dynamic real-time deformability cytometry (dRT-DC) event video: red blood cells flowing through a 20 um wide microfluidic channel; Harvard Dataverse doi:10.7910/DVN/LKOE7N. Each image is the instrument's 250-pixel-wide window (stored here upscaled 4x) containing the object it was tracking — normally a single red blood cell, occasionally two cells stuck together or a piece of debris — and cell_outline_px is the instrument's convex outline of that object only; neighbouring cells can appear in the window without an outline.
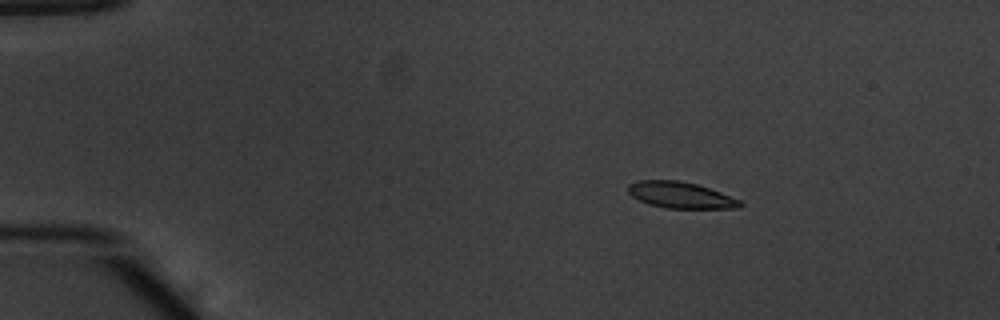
{"species": "common noctule bat (a hibernating species)", "species_latin": "Nyctalus noctula", "temperature_condition": "warm", "stored_images_in_passage": 54, "camera_frame_rate_fps": 3000, "um_per_image_px": 0.085, "animal": {"sex": "male", "body_mass_g": 20.1, "forearm_length_mm": 53.5}, "frame": {"image": 1, "passage_image": 10, "time_ms": 3.0, "image_size_px": [1000, 320], "cell_outline_px": [[744, 204], [740, 208], [668, 208], [648, 204], [632, 196], [628, 192], [628, 184], [636, 180], [680, 180], [696, 184], [720, 192], [740, 200]], "centroid_in_image_um": [57.84, 16.57], "position_along_channel_um": 27.2, "area_um2": 17.11}}
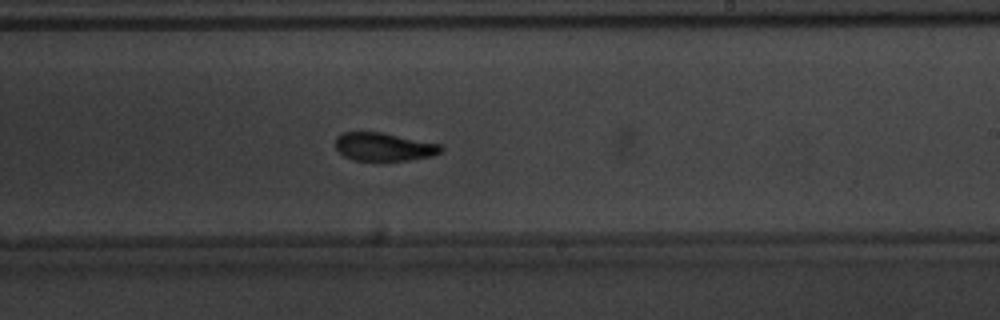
{"frame": {"image": 2, "passage_image": 34, "time_ms": 11.0, "image_size_px": [1000, 320], "cell_outline_px": [[444, 148], [440, 152], [432, 156], [408, 160], [356, 160], [344, 156], [336, 148], [336, 136], [344, 132], [380, 132], [440, 144]], "centroid_in_image_um": [32.63, 12.47], "position_along_channel_um": 256.4, "area_um2": 17.11}}
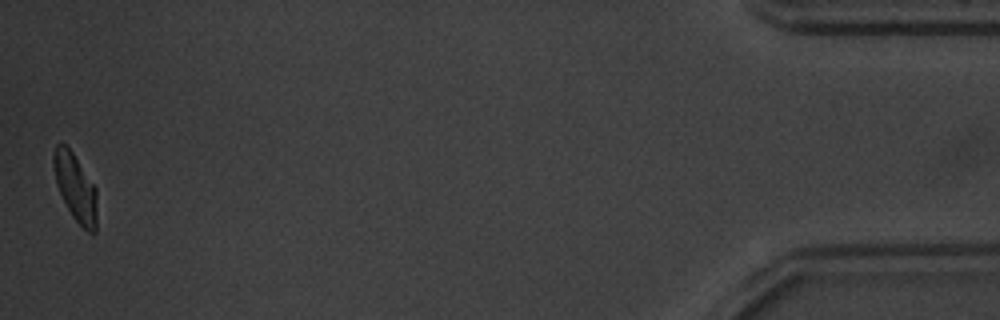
{"frame": {"image": 3, "passage_image": 54, "time_ms": 17.667, "image_size_px": [1000, 320], "cell_outline_px": [[96, 232], [88, 232], [72, 216], [56, 184], [52, 164], [52, 156], [56, 144], [64, 144], [72, 152], [96, 188]], "centroid_in_image_um": [6.39, 15.92], "position_along_channel_um": 428.8, "area_um2": 16.76}, "authors_computed_cell_mechanics": {"area_um2": 17.6868, "velocity_mm_per_s": 3.8377, "shape_relaxation_time_tau1_ms": 4.1182, "shape_relaxation_time_tau2_ms": 1.9861, "deformation_change_tau1": 0.1575, "deformation_change_tau2": 0.0735}}